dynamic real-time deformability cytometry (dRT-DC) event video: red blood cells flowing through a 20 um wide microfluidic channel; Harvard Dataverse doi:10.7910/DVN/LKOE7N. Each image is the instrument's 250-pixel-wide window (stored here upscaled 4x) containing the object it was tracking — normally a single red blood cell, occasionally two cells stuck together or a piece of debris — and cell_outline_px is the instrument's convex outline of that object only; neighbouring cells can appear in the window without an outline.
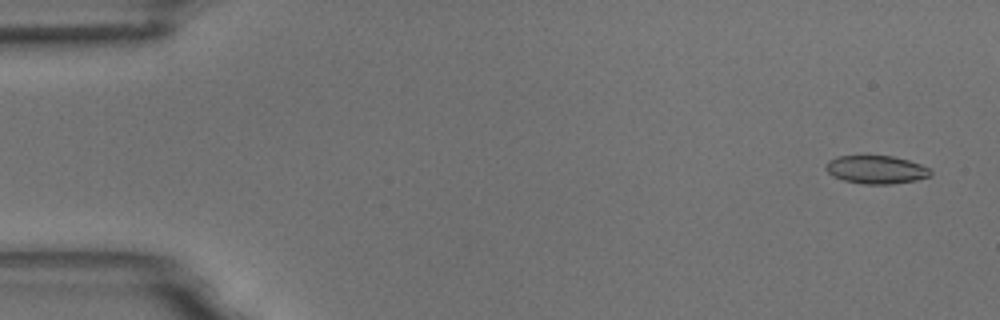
{"species": "common noctule bat (a hibernating species)", "species_latin": "Nyctalus noctula", "temperature_condition": "room temperature", "stored_images_in_passage": 3, "camera_frame_rate_fps": 3000, "um_per_image_px": 0.085, "animal": {"sex": "male", "body_mass_g": 18.8}, "frame": {"image": 1, "passage_image": 1, "time_ms": 0.0, "image_size_px": [1000, 320], "cell_outline_px": [[932, 176], [916, 180], [892, 184], [864, 184], [844, 180], [832, 176], [824, 168], [824, 164], [828, 160], [836, 156], [892, 156], [908, 160], [920, 164], [928, 168], [932, 172]], "centroid_in_image_um": [74.45, 14.42], "position_along_channel_um": 10.6, "area_um2": 17.28}}